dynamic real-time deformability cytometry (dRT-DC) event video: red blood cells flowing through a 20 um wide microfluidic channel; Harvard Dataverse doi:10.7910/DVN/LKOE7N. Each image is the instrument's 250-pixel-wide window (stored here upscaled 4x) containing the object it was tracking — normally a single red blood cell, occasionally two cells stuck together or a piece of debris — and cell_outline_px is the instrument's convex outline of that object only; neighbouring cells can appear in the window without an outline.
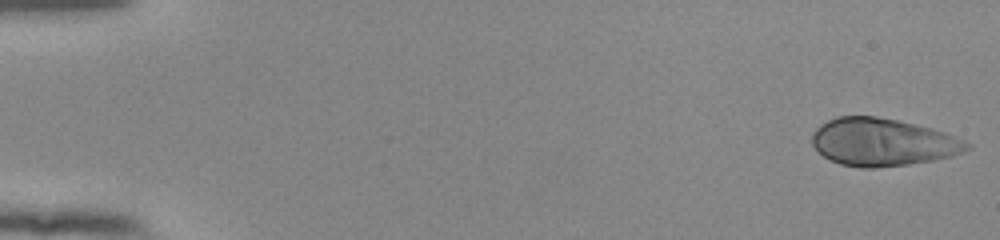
{"species": "human", "species_latin": "Homo sapiens", "temperature_condition": "room temperature", "stored_images_in_passage": 52, "segment_of_instrument_passage": [1, 2], "camera_frame_rate_fps": 3000, "um_per_image_px": 0.085, "donor": {"sex": "female"}, "frame": {"image": 1, "passage_image": 1, "time_ms": 0.0, "image_size_px": [1000, 240], "cell_outline_px": [[972, 148], [964, 152], [952, 156], [932, 160], [908, 164], [872, 168], [860, 168], [840, 164], [824, 156], [812, 144], [812, 132], [820, 124], [836, 116], [876, 116], [896, 120], [932, 128], [944, 132], [964, 140], [972, 144]], "centroid_in_image_um": [75.03, 12.08], "position_along_channel_um": 10.0, "area_um2": 42.95}}
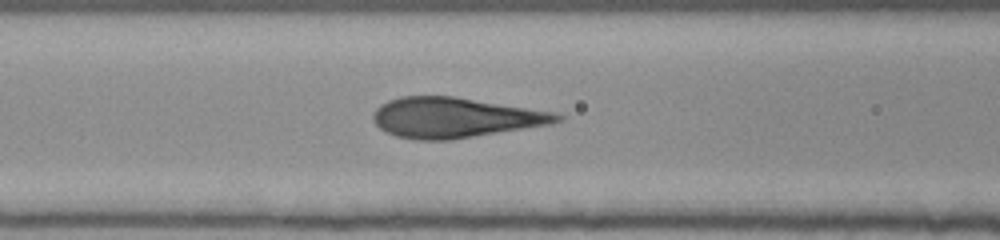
{"frame": {"image": 2, "passage_image": 23, "time_ms": 7.333, "image_size_px": [1000, 240], "cell_outline_px": [[564, 120], [548, 124], [448, 140], [420, 140], [396, 136], [380, 128], [372, 120], [372, 116], [376, 108], [380, 104], [388, 100], [400, 96], [452, 96], [556, 112], [564, 116]], "centroid_in_image_um": [38.63, 9.98], "position_along_channel_um": 128.0, "area_um2": 42.66}}
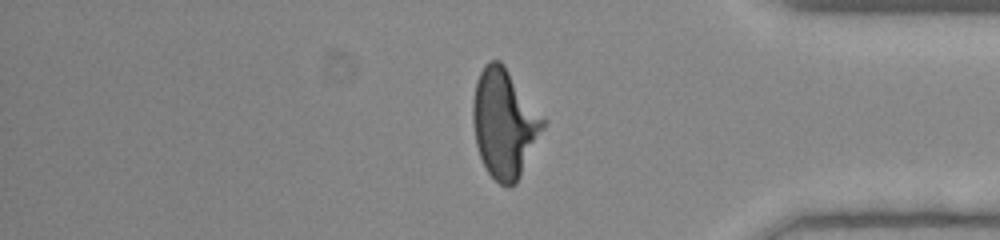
{"frame": {"image": 3, "passage_image": 45, "time_ms": 14.667, "image_size_px": [1000, 240], "cell_outline_px": [[548, 120], [516, 184], [508, 188], [500, 184], [488, 172], [480, 156], [476, 144], [472, 120], [472, 100], [476, 80], [484, 64], [492, 60], [500, 60], [504, 64]], "centroid_in_image_um": [42.88, 10.45], "position_along_channel_um": 392.3, "area_um2": 44.85}}